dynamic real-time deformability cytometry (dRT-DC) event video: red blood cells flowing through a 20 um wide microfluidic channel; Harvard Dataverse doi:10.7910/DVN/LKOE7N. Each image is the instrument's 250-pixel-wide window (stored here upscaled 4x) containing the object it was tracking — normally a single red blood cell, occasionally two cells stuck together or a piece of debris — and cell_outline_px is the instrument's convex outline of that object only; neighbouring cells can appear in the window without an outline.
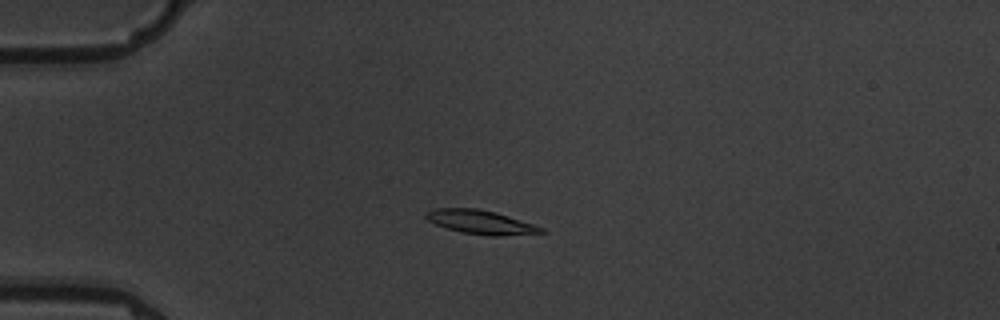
{"species": "common noctule bat (a hibernating species)", "species_latin": "Nyctalus noctula", "temperature_condition": "warm", "stored_images_in_passage": 7, "camera_frame_rate_fps": 3000, "um_per_image_px": 0.085, "animal": {"sex": "male", "body_mass_g": 19.5, "forearm_length_mm": 54.6}, "frame": {"image": 1, "passage_image": 5, "time_ms": 4.667, "image_size_px": [1000, 320], "cell_outline_px": [[548, 232], [496, 236], [488, 236], [460, 232], [436, 224], [428, 220], [424, 216], [424, 212], [436, 208], [476, 208], [496, 212], [544, 228]], "centroid_in_image_um": [40.84, 18.88], "position_along_channel_um": 44.2, "area_um2": 15.95}}
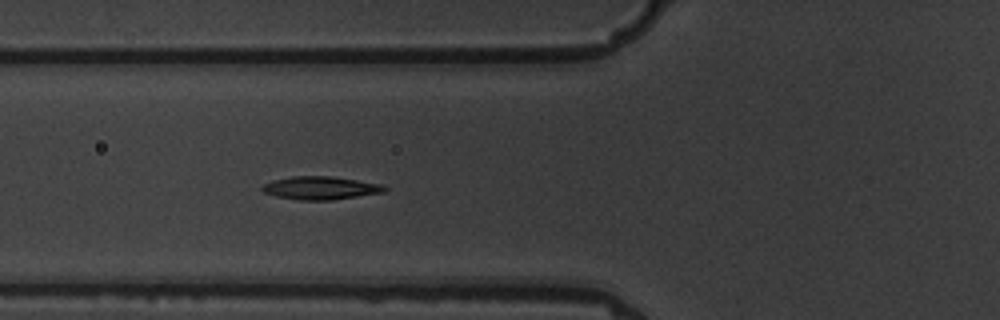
{"frame": {"image": 2, "passage_image": 7, "time_ms": 7.0, "image_size_px": [1000, 320], "cell_outline_px": [[388, 188], [384, 192], [332, 200], [300, 200], [276, 196], [264, 192], [260, 188], [264, 184], [272, 180], [292, 176], [332, 176], [380, 184]], "centroid_in_image_um": [27.22, 15.97], "position_along_channel_um": 98.6, "area_um2": 16.36}}